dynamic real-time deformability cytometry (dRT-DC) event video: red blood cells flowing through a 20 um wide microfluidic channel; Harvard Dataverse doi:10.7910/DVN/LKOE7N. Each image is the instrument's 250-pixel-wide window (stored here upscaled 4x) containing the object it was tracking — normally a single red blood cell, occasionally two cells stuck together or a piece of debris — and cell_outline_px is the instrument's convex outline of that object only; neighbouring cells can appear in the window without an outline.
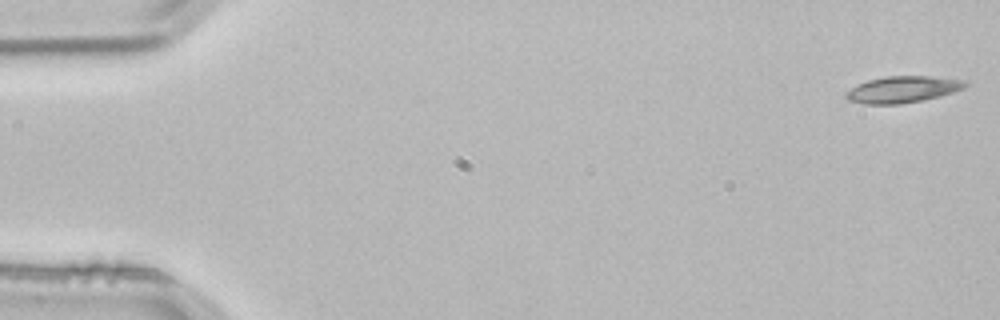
{"species": "common noctule bat (a hibernating species)", "species_latin": "Nyctalus noctula", "temperature_condition": "room temperature", "stored_images_in_passage": 4, "segment_of_instrument_passage": [2, 2], "camera_frame_rate_fps": 3000, "um_per_image_px": 0.085, "animal": {"sex": "male", "body_mass_g": 21.5, "forearm_length_mm": 52.0}, "frame": {"image": 1, "passage_image": 4, "time_ms": 1.0, "image_size_px": [1000, 320], "cell_outline_px": [[968, 84], [964, 88], [940, 96], [900, 104], [864, 104], [848, 100], [844, 96], [852, 88], [868, 80], [884, 76], [932, 76], [964, 80]], "centroid_in_image_um": [76.74, 7.6], "position_along_channel_um": 8.3, "area_um2": 18.21}}